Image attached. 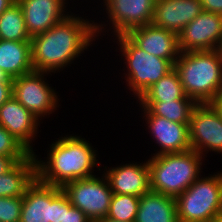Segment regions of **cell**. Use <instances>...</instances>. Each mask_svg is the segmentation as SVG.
Masks as SVG:
<instances>
[{
  "label": "cell",
  "mask_w": 222,
  "mask_h": 222,
  "mask_svg": "<svg viewBox=\"0 0 222 222\" xmlns=\"http://www.w3.org/2000/svg\"><path fill=\"white\" fill-rule=\"evenodd\" d=\"M73 12L48 31L31 37L34 71L56 72L79 58L102 30L103 24L74 16ZM88 20V21H87ZM103 28V29H102ZM98 34V35H97ZM95 38V39H94Z\"/></svg>",
  "instance_id": "1"
},
{
  "label": "cell",
  "mask_w": 222,
  "mask_h": 222,
  "mask_svg": "<svg viewBox=\"0 0 222 222\" xmlns=\"http://www.w3.org/2000/svg\"><path fill=\"white\" fill-rule=\"evenodd\" d=\"M65 1L17 0L22 7L26 29L31 37L48 31L68 15L69 12L65 13Z\"/></svg>",
  "instance_id": "17"
},
{
  "label": "cell",
  "mask_w": 222,
  "mask_h": 222,
  "mask_svg": "<svg viewBox=\"0 0 222 222\" xmlns=\"http://www.w3.org/2000/svg\"><path fill=\"white\" fill-rule=\"evenodd\" d=\"M186 96L197 104L212 103L222 92V52H181L174 64Z\"/></svg>",
  "instance_id": "3"
},
{
  "label": "cell",
  "mask_w": 222,
  "mask_h": 222,
  "mask_svg": "<svg viewBox=\"0 0 222 222\" xmlns=\"http://www.w3.org/2000/svg\"><path fill=\"white\" fill-rule=\"evenodd\" d=\"M36 153L19 161L12 169L0 175V197L23 196L27 187L35 180Z\"/></svg>",
  "instance_id": "21"
},
{
  "label": "cell",
  "mask_w": 222,
  "mask_h": 222,
  "mask_svg": "<svg viewBox=\"0 0 222 222\" xmlns=\"http://www.w3.org/2000/svg\"><path fill=\"white\" fill-rule=\"evenodd\" d=\"M203 156L192 149L148 159L150 190L176 198L202 175Z\"/></svg>",
  "instance_id": "4"
},
{
  "label": "cell",
  "mask_w": 222,
  "mask_h": 222,
  "mask_svg": "<svg viewBox=\"0 0 222 222\" xmlns=\"http://www.w3.org/2000/svg\"><path fill=\"white\" fill-rule=\"evenodd\" d=\"M64 218L62 187L43 183L36 177L23 195L20 222H64Z\"/></svg>",
  "instance_id": "7"
},
{
  "label": "cell",
  "mask_w": 222,
  "mask_h": 222,
  "mask_svg": "<svg viewBox=\"0 0 222 222\" xmlns=\"http://www.w3.org/2000/svg\"><path fill=\"white\" fill-rule=\"evenodd\" d=\"M50 147L47 162L36 158V174L41 182L63 187L68 182L95 176L92 170L99 163L97 150L85 138L66 135Z\"/></svg>",
  "instance_id": "2"
},
{
  "label": "cell",
  "mask_w": 222,
  "mask_h": 222,
  "mask_svg": "<svg viewBox=\"0 0 222 222\" xmlns=\"http://www.w3.org/2000/svg\"><path fill=\"white\" fill-rule=\"evenodd\" d=\"M23 196L0 197V222H20Z\"/></svg>",
  "instance_id": "27"
},
{
  "label": "cell",
  "mask_w": 222,
  "mask_h": 222,
  "mask_svg": "<svg viewBox=\"0 0 222 222\" xmlns=\"http://www.w3.org/2000/svg\"><path fill=\"white\" fill-rule=\"evenodd\" d=\"M203 11L200 0H156L152 24L179 34Z\"/></svg>",
  "instance_id": "15"
},
{
  "label": "cell",
  "mask_w": 222,
  "mask_h": 222,
  "mask_svg": "<svg viewBox=\"0 0 222 222\" xmlns=\"http://www.w3.org/2000/svg\"><path fill=\"white\" fill-rule=\"evenodd\" d=\"M0 69L11 79L34 71L31 60V41L0 39Z\"/></svg>",
  "instance_id": "19"
},
{
  "label": "cell",
  "mask_w": 222,
  "mask_h": 222,
  "mask_svg": "<svg viewBox=\"0 0 222 222\" xmlns=\"http://www.w3.org/2000/svg\"><path fill=\"white\" fill-rule=\"evenodd\" d=\"M64 222H91L80 209L71 204L66 194Z\"/></svg>",
  "instance_id": "28"
},
{
  "label": "cell",
  "mask_w": 222,
  "mask_h": 222,
  "mask_svg": "<svg viewBox=\"0 0 222 222\" xmlns=\"http://www.w3.org/2000/svg\"><path fill=\"white\" fill-rule=\"evenodd\" d=\"M31 152L0 125V155L29 156Z\"/></svg>",
  "instance_id": "26"
},
{
  "label": "cell",
  "mask_w": 222,
  "mask_h": 222,
  "mask_svg": "<svg viewBox=\"0 0 222 222\" xmlns=\"http://www.w3.org/2000/svg\"><path fill=\"white\" fill-rule=\"evenodd\" d=\"M8 77L4 74V72L0 69V81L1 80H5L7 79Z\"/></svg>",
  "instance_id": "35"
},
{
  "label": "cell",
  "mask_w": 222,
  "mask_h": 222,
  "mask_svg": "<svg viewBox=\"0 0 222 222\" xmlns=\"http://www.w3.org/2000/svg\"><path fill=\"white\" fill-rule=\"evenodd\" d=\"M146 126L160 150L153 155L179 153L191 149L189 123H177L154 115L149 109H142Z\"/></svg>",
  "instance_id": "13"
},
{
  "label": "cell",
  "mask_w": 222,
  "mask_h": 222,
  "mask_svg": "<svg viewBox=\"0 0 222 222\" xmlns=\"http://www.w3.org/2000/svg\"><path fill=\"white\" fill-rule=\"evenodd\" d=\"M46 74L49 72L32 71L12 79V95L37 119L59 107L57 93L44 81Z\"/></svg>",
  "instance_id": "9"
},
{
  "label": "cell",
  "mask_w": 222,
  "mask_h": 222,
  "mask_svg": "<svg viewBox=\"0 0 222 222\" xmlns=\"http://www.w3.org/2000/svg\"><path fill=\"white\" fill-rule=\"evenodd\" d=\"M142 109H149L154 115L177 123H189L192 110L197 103L192 99L172 101H139Z\"/></svg>",
  "instance_id": "22"
},
{
  "label": "cell",
  "mask_w": 222,
  "mask_h": 222,
  "mask_svg": "<svg viewBox=\"0 0 222 222\" xmlns=\"http://www.w3.org/2000/svg\"><path fill=\"white\" fill-rule=\"evenodd\" d=\"M115 36L152 24L156 0H103Z\"/></svg>",
  "instance_id": "12"
},
{
  "label": "cell",
  "mask_w": 222,
  "mask_h": 222,
  "mask_svg": "<svg viewBox=\"0 0 222 222\" xmlns=\"http://www.w3.org/2000/svg\"><path fill=\"white\" fill-rule=\"evenodd\" d=\"M12 96V79L0 81V106Z\"/></svg>",
  "instance_id": "30"
},
{
  "label": "cell",
  "mask_w": 222,
  "mask_h": 222,
  "mask_svg": "<svg viewBox=\"0 0 222 222\" xmlns=\"http://www.w3.org/2000/svg\"><path fill=\"white\" fill-rule=\"evenodd\" d=\"M0 39L31 41L25 25L22 7L17 0L0 15Z\"/></svg>",
  "instance_id": "24"
},
{
  "label": "cell",
  "mask_w": 222,
  "mask_h": 222,
  "mask_svg": "<svg viewBox=\"0 0 222 222\" xmlns=\"http://www.w3.org/2000/svg\"><path fill=\"white\" fill-rule=\"evenodd\" d=\"M189 137L191 149L203 157L209 150L222 153V117L212 103L197 104L192 110Z\"/></svg>",
  "instance_id": "10"
},
{
  "label": "cell",
  "mask_w": 222,
  "mask_h": 222,
  "mask_svg": "<svg viewBox=\"0 0 222 222\" xmlns=\"http://www.w3.org/2000/svg\"><path fill=\"white\" fill-rule=\"evenodd\" d=\"M96 222H123V221H118V220H114V219L105 217V218L100 219V220H98Z\"/></svg>",
  "instance_id": "34"
},
{
  "label": "cell",
  "mask_w": 222,
  "mask_h": 222,
  "mask_svg": "<svg viewBox=\"0 0 222 222\" xmlns=\"http://www.w3.org/2000/svg\"><path fill=\"white\" fill-rule=\"evenodd\" d=\"M126 36L140 49L173 64L181 53L178 34L154 24L132 29Z\"/></svg>",
  "instance_id": "14"
},
{
  "label": "cell",
  "mask_w": 222,
  "mask_h": 222,
  "mask_svg": "<svg viewBox=\"0 0 222 222\" xmlns=\"http://www.w3.org/2000/svg\"><path fill=\"white\" fill-rule=\"evenodd\" d=\"M181 52L210 51L222 43V15L203 11L178 34Z\"/></svg>",
  "instance_id": "11"
},
{
  "label": "cell",
  "mask_w": 222,
  "mask_h": 222,
  "mask_svg": "<svg viewBox=\"0 0 222 222\" xmlns=\"http://www.w3.org/2000/svg\"><path fill=\"white\" fill-rule=\"evenodd\" d=\"M175 199L178 222H214L222 218V172L199 177Z\"/></svg>",
  "instance_id": "5"
},
{
  "label": "cell",
  "mask_w": 222,
  "mask_h": 222,
  "mask_svg": "<svg viewBox=\"0 0 222 222\" xmlns=\"http://www.w3.org/2000/svg\"><path fill=\"white\" fill-rule=\"evenodd\" d=\"M212 104L219 111V113L222 117V92L214 99Z\"/></svg>",
  "instance_id": "32"
},
{
  "label": "cell",
  "mask_w": 222,
  "mask_h": 222,
  "mask_svg": "<svg viewBox=\"0 0 222 222\" xmlns=\"http://www.w3.org/2000/svg\"><path fill=\"white\" fill-rule=\"evenodd\" d=\"M134 222H178L176 199L150 190L140 197Z\"/></svg>",
  "instance_id": "20"
},
{
  "label": "cell",
  "mask_w": 222,
  "mask_h": 222,
  "mask_svg": "<svg viewBox=\"0 0 222 222\" xmlns=\"http://www.w3.org/2000/svg\"><path fill=\"white\" fill-rule=\"evenodd\" d=\"M219 50L222 52V43H221V45H220V47H219Z\"/></svg>",
  "instance_id": "37"
},
{
  "label": "cell",
  "mask_w": 222,
  "mask_h": 222,
  "mask_svg": "<svg viewBox=\"0 0 222 222\" xmlns=\"http://www.w3.org/2000/svg\"><path fill=\"white\" fill-rule=\"evenodd\" d=\"M214 222H222V218L217 219V220H216V221H214Z\"/></svg>",
  "instance_id": "36"
},
{
  "label": "cell",
  "mask_w": 222,
  "mask_h": 222,
  "mask_svg": "<svg viewBox=\"0 0 222 222\" xmlns=\"http://www.w3.org/2000/svg\"><path fill=\"white\" fill-rule=\"evenodd\" d=\"M16 0H0V15Z\"/></svg>",
  "instance_id": "33"
},
{
  "label": "cell",
  "mask_w": 222,
  "mask_h": 222,
  "mask_svg": "<svg viewBox=\"0 0 222 222\" xmlns=\"http://www.w3.org/2000/svg\"><path fill=\"white\" fill-rule=\"evenodd\" d=\"M62 190L71 204L80 209L91 222L107 217L113 192L104 174L102 178L95 175L68 182Z\"/></svg>",
  "instance_id": "8"
},
{
  "label": "cell",
  "mask_w": 222,
  "mask_h": 222,
  "mask_svg": "<svg viewBox=\"0 0 222 222\" xmlns=\"http://www.w3.org/2000/svg\"><path fill=\"white\" fill-rule=\"evenodd\" d=\"M38 122L39 119L19 103L13 95L0 106V125L31 153H35L31 143L38 133L37 129L40 125Z\"/></svg>",
  "instance_id": "16"
},
{
  "label": "cell",
  "mask_w": 222,
  "mask_h": 222,
  "mask_svg": "<svg viewBox=\"0 0 222 222\" xmlns=\"http://www.w3.org/2000/svg\"><path fill=\"white\" fill-rule=\"evenodd\" d=\"M113 194H128L141 197L150 191L149 165L129 163L111 167L104 172Z\"/></svg>",
  "instance_id": "18"
},
{
  "label": "cell",
  "mask_w": 222,
  "mask_h": 222,
  "mask_svg": "<svg viewBox=\"0 0 222 222\" xmlns=\"http://www.w3.org/2000/svg\"><path fill=\"white\" fill-rule=\"evenodd\" d=\"M191 99L184 93L178 72L173 69L151 85L138 98L139 101H172Z\"/></svg>",
  "instance_id": "23"
},
{
  "label": "cell",
  "mask_w": 222,
  "mask_h": 222,
  "mask_svg": "<svg viewBox=\"0 0 222 222\" xmlns=\"http://www.w3.org/2000/svg\"><path fill=\"white\" fill-rule=\"evenodd\" d=\"M116 37L128 69L125 73L126 83L134 97L139 98L151 85L174 69L171 61L140 49L126 35Z\"/></svg>",
  "instance_id": "6"
},
{
  "label": "cell",
  "mask_w": 222,
  "mask_h": 222,
  "mask_svg": "<svg viewBox=\"0 0 222 222\" xmlns=\"http://www.w3.org/2000/svg\"><path fill=\"white\" fill-rule=\"evenodd\" d=\"M138 196L113 194L107 218L123 222H134L139 207Z\"/></svg>",
  "instance_id": "25"
},
{
  "label": "cell",
  "mask_w": 222,
  "mask_h": 222,
  "mask_svg": "<svg viewBox=\"0 0 222 222\" xmlns=\"http://www.w3.org/2000/svg\"><path fill=\"white\" fill-rule=\"evenodd\" d=\"M27 157L28 156H3V155H0V175L8 172L19 161L24 160Z\"/></svg>",
  "instance_id": "29"
},
{
  "label": "cell",
  "mask_w": 222,
  "mask_h": 222,
  "mask_svg": "<svg viewBox=\"0 0 222 222\" xmlns=\"http://www.w3.org/2000/svg\"><path fill=\"white\" fill-rule=\"evenodd\" d=\"M204 11L222 15V0H200Z\"/></svg>",
  "instance_id": "31"
}]
</instances>
